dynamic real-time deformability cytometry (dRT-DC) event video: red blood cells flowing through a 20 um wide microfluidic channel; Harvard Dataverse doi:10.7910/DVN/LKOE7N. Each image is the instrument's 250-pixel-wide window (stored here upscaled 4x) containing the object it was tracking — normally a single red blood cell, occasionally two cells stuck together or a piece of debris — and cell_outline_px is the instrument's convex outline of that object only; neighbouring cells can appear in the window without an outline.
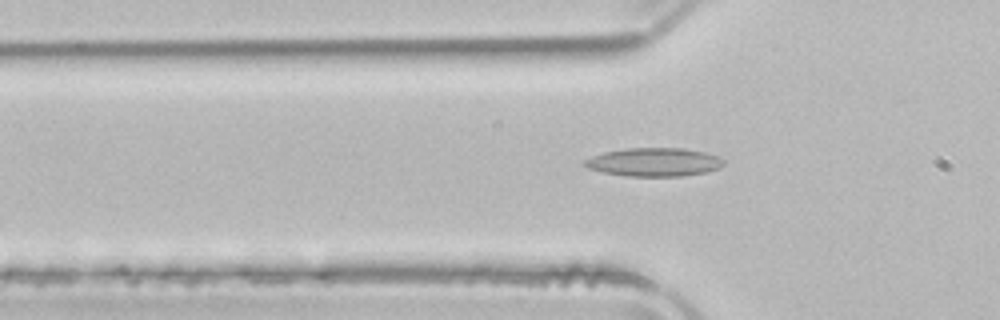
{"species": "common noctule bat (a hibernating species)", "species_latin": "Nyctalus noctula", "temperature_condition": "room temperature", "stored_images_in_passage": 51, "camera_frame_rate_fps": 3000, "um_per_image_px": 0.085, "animal": {"sex": "male", "body_mass_g": 21.5, "forearm_length_mm": 52.0}, "frame": {"image": 1, "passage_image": 17, "time_ms": 5.333, "image_size_px": [1000, 320], "cell_outline_px": [[724, 164], [720, 168], [708, 172], [684, 176], [628, 176], [604, 172], [588, 168], [584, 164], [584, 160], [592, 156], [604, 152], [628, 148], [684, 148], [708, 152], [724, 160]], "centroid_in_image_um": [55.65, 13.78], "position_along_channel_um": 70.2, "area_um2": 23.12}}
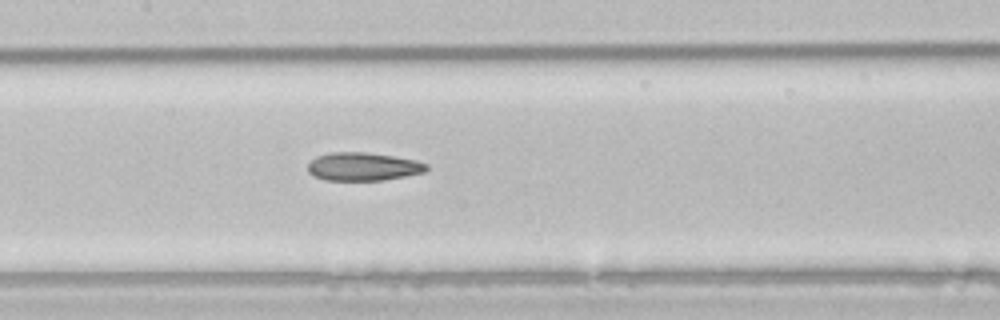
{"frame": {"image": 2, "passage_image": 25, "time_ms": 8.0, "image_size_px": [1000, 320], "cell_outline_px": [[428, 168], [424, 172], [384, 180], [324, 180], [312, 176], [308, 172], [308, 164], [316, 156], [328, 152], [364, 152], [392, 156], [416, 160], [428, 164]], "centroid_in_image_um": [30.83, 14.16], "position_along_channel_um": 176.6, "area_um2": 19.54}}
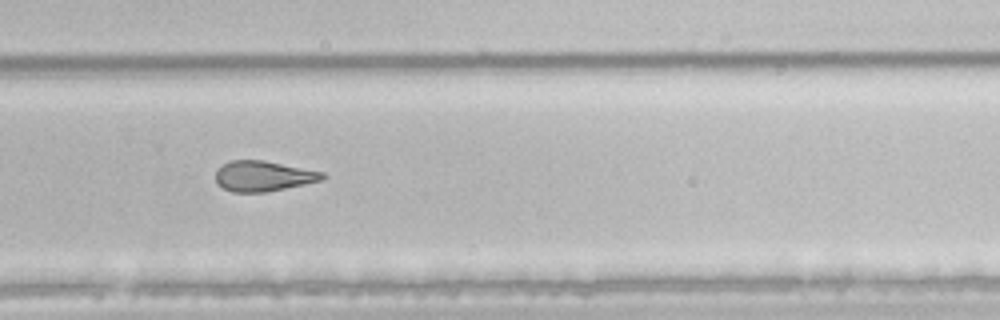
{"frame": {"image": 3, "passage_image": 35, "time_ms": 11.333, "image_size_px": [1000, 320], "cell_outline_px": [[328, 176], [324, 180], [268, 192], [232, 192], [216, 184], [216, 172], [228, 160], [264, 160], [324, 172]], "centroid_in_image_um": [22.42, 14.97], "position_along_channel_um": 307.4, "area_um2": 19.07}}